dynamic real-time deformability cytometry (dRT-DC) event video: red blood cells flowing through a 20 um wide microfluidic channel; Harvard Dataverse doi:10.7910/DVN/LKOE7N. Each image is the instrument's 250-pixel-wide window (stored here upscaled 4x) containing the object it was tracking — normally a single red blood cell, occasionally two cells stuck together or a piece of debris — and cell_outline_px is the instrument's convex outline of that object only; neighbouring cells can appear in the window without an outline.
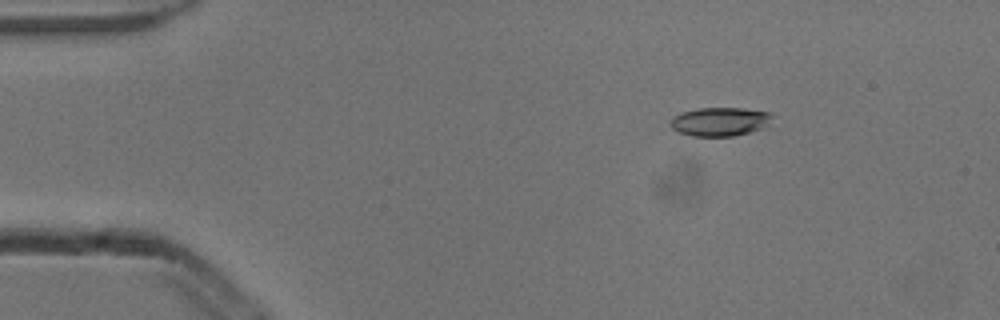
{"species": "common noctule bat (a hibernating species)", "species_latin": "Nyctalus noctula", "temperature_condition": "cold", "stored_images_in_passage": 5, "camera_frame_rate_fps": 3000, "um_per_image_px": 0.085, "animal": {"sex": "male", "body_mass_g": 13.3}, "frame": {"image": 1, "passage_image": 3, "time_ms": 0.667, "image_size_px": [1000, 320], "cell_outline_px": [[772, 116], [760, 128], [748, 132], [732, 136], [692, 136], [680, 132], [672, 128], [672, 116], [684, 112], [700, 108], [744, 108], [768, 112]], "centroid_in_image_um": [61.14, 10.33], "position_along_channel_um": 23.9, "area_um2": 16.47}}